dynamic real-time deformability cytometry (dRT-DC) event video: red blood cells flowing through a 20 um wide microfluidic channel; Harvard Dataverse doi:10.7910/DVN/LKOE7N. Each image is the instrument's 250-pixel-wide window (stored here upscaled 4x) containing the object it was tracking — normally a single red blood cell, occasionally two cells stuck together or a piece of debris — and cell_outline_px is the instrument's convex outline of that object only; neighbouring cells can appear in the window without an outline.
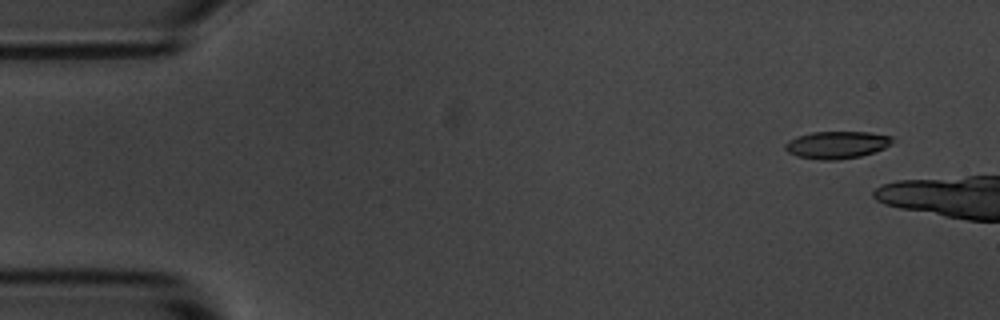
{"species": "common noctule bat (a hibernating species)", "species_latin": "Nyctalus noctula", "temperature_condition": "room temperature", "stored_images_in_passage": 3, "camera_frame_rate_fps": 3000, "um_per_image_px": 0.085, "animal": {"sex": "male", "body_mass_g": 20.1, "forearm_length_mm": 53.5}, "frame": {"image": 1, "passage_image": 1, "time_ms": 0.0, "image_size_px": [1000, 320], "cell_outline_px": [[892, 144], [884, 148], [860, 156], [840, 160], [820, 160], [796, 156], [788, 152], [784, 148], [784, 144], [788, 140], [796, 136], [812, 132], [868, 132], [892, 136]], "centroid_in_image_um": [71.09, 12.31], "position_along_channel_um": 13.9, "area_um2": 17.17}}